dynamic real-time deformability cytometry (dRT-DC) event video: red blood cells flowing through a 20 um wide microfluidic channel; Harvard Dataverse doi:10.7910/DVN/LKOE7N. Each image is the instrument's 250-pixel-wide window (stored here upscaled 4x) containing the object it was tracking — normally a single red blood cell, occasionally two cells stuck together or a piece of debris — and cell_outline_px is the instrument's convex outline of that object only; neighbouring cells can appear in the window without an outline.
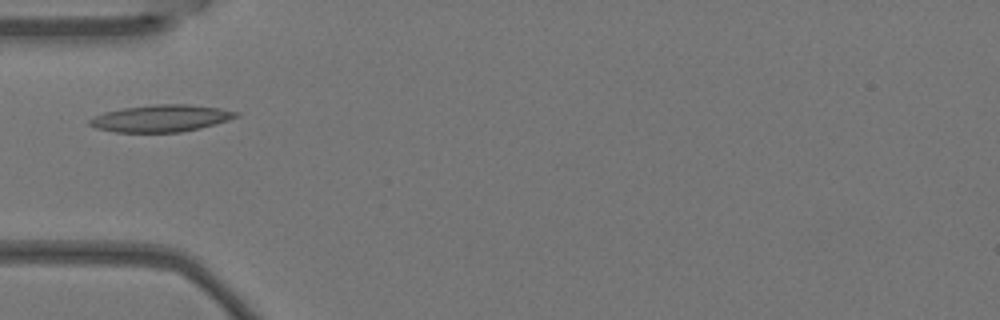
{"species": "Egyptian fruit bat (a non-hibernating species)", "species_latin": "Rousettus aegyptiacus", "temperature_condition": "warm", "stored_images_in_passage": 6, "camera_frame_rate_fps": 3000, "um_per_image_px": 0.085, "animal": {"sex": "female"}, "frame": {"image": 1, "passage_image": 4, "time_ms": 1.0, "image_size_px": [1000, 320], "cell_outline_px": [[240, 116], [216, 124], [200, 128], [180, 132], [116, 132], [96, 128], [88, 124], [88, 120], [92, 116], [104, 112], [124, 108], [152, 104], [188, 104], [220, 108], [240, 112]], "centroid_in_image_um": [13.69, 10.05], "position_along_channel_um": 71.3, "area_um2": 23.18}}
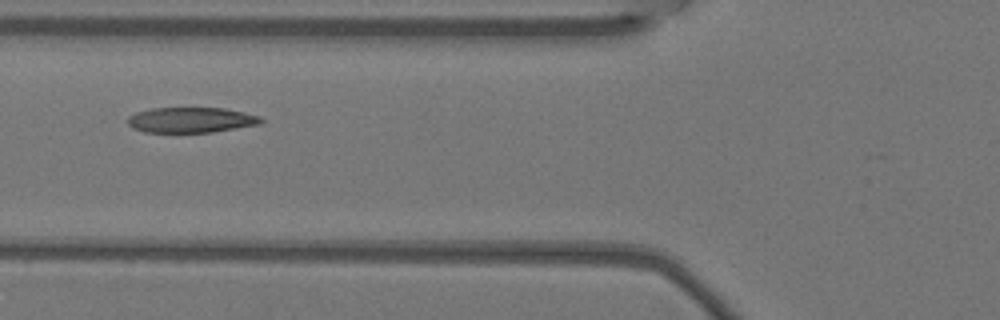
{"frame": {"image": 2, "passage_image": 5, "time_ms": 1.333, "image_size_px": [1000, 320], "cell_outline_px": [[264, 120], [260, 124], [212, 132], [144, 132], [132, 128], [128, 124], [128, 116], [136, 112], [152, 108], [224, 108], [244, 112], [260, 116]], "centroid_in_image_um": [16.23, 10.19], "position_along_channel_um": 109.6, "area_um2": 19.71}}
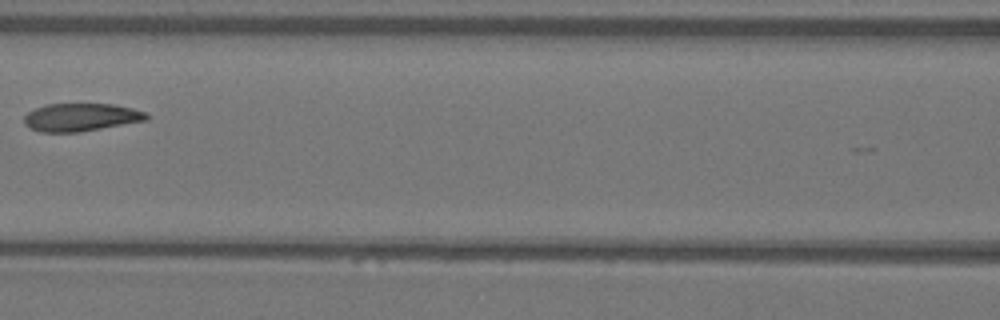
{"frame": {"image": 3, "passage_image": 6, "time_ms": 1.667, "image_size_px": [1000, 320], "cell_outline_px": [[152, 116], [148, 120], [80, 132], [40, 132], [24, 124], [24, 116], [28, 112], [44, 104], [112, 104], [132, 108], [144, 112]], "centroid_in_image_um": [6.9, 9.97], "position_along_channel_um": 159.7, "area_um2": 19.94}}